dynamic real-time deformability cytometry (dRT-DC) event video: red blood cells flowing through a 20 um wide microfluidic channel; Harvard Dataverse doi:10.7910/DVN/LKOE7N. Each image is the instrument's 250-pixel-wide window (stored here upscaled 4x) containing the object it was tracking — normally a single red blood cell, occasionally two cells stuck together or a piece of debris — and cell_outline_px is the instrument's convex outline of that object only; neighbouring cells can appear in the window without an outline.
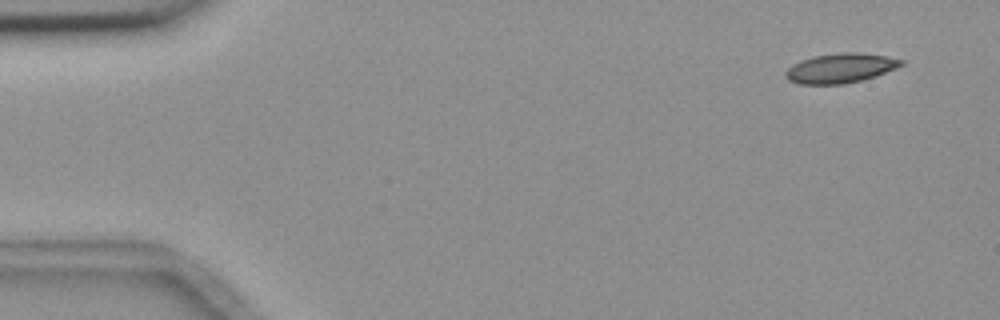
{"species": "common noctule bat (a hibernating species)", "species_latin": "Nyctalus noctula", "temperature_condition": "room temperature", "stored_images_in_passage": 8, "camera_frame_rate_fps": 3000, "um_per_image_px": 0.085, "animal": {"sex": "female", "body_mass_g": 18.4}, "frame": {"image": 1, "passage_image": 1, "time_ms": 0.0, "image_size_px": [1000, 320], "cell_outline_px": [[904, 64], [896, 68], [876, 76], [844, 84], [800, 84], [788, 80], [784, 76], [784, 72], [792, 64], [800, 60], [812, 56], [840, 52], [856, 52], [888, 56], [904, 60]], "centroid_in_image_um": [71.42, 5.78], "position_along_channel_um": 13.6, "area_um2": 20.11}}
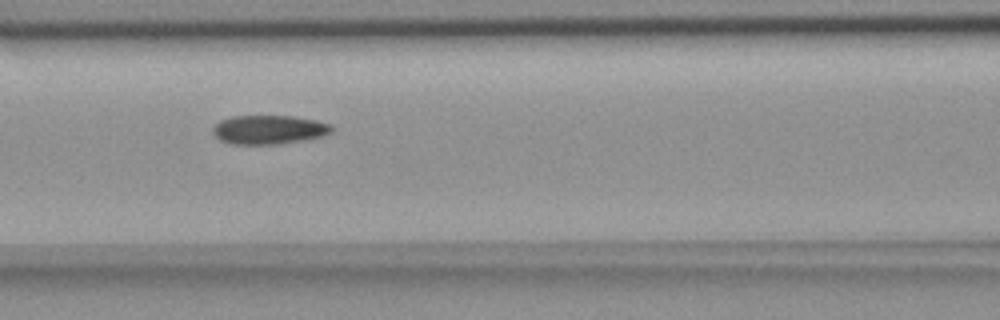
{"frame": {"image": 2, "passage_image": 7, "time_ms": 6.667, "image_size_px": [1000, 320], "cell_outline_px": [[332, 132], [320, 136], [304, 140], [280, 144], [232, 144], [220, 140], [212, 132], [212, 128], [220, 120], [232, 116], [292, 116], [316, 120], [332, 124]], "centroid_in_image_um": [22.85, 11.02], "position_along_channel_um": 143.8, "area_um2": 20.06}}
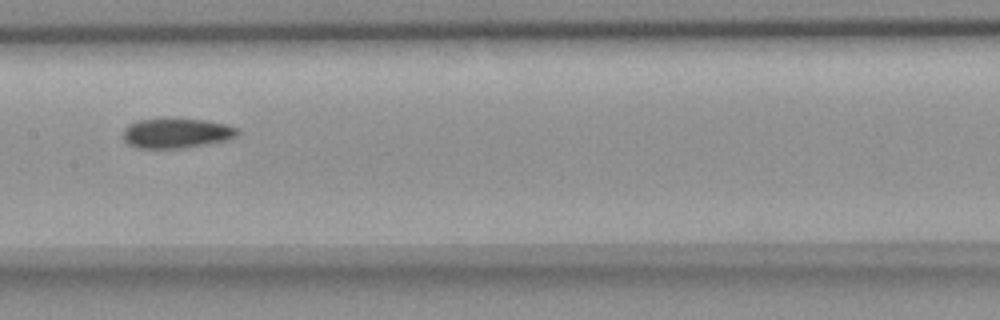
{"frame": {"image": 3, "passage_image": 8, "time_ms": 8.0, "image_size_px": [1000, 320], "cell_outline_px": [[240, 132], [236, 136], [228, 140], [184, 148], [140, 148], [128, 144], [124, 140], [124, 128], [128, 124], [136, 120], [160, 116], [164, 116], [208, 120], [240, 128]], "centroid_in_image_um": [14.99, 11.27], "position_along_channel_um": 192.4, "area_um2": 20.75}}